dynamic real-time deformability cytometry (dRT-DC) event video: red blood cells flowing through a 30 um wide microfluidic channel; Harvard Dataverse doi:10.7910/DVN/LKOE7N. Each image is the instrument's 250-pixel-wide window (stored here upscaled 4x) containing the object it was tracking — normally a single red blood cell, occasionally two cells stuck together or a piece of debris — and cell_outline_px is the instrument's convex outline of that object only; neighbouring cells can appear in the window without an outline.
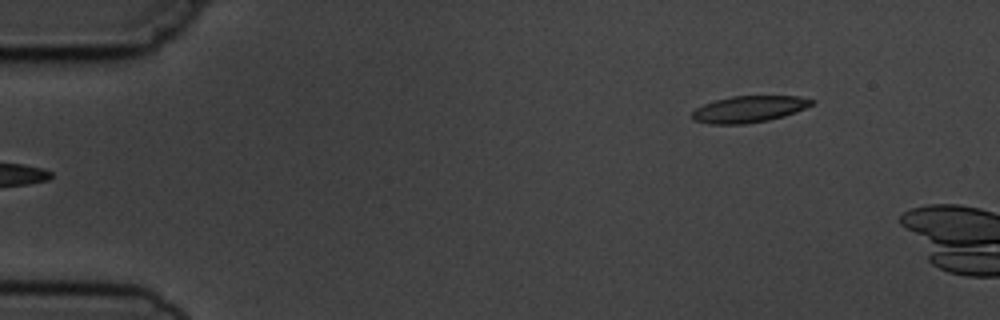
{"species": "common noctule bat (a hibernating species)", "species_latin": "Nyctalus noctula", "temperature_condition": "cold", "stored_images_in_passage": 4, "camera_frame_rate_fps": 3000, "um_per_image_px": 0.085, "animal": {"sex": "male", "body_mass_g": 19.5, "forearm_length_mm": 54.6}, "frame": {"image": 1, "passage_image": 4, "time_ms": 3.333, "image_size_px": [1000, 320], "cell_outline_px": [[816, 100], [812, 104], [804, 108], [784, 116], [768, 120], [744, 124], [708, 124], [692, 120], [692, 112], [696, 108], [704, 104], [716, 100], [732, 96], [800, 96]], "centroid_in_image_um": [63.64, 9.28], "position_along_channel_um": 21.4, "area_um2": 18.44}}